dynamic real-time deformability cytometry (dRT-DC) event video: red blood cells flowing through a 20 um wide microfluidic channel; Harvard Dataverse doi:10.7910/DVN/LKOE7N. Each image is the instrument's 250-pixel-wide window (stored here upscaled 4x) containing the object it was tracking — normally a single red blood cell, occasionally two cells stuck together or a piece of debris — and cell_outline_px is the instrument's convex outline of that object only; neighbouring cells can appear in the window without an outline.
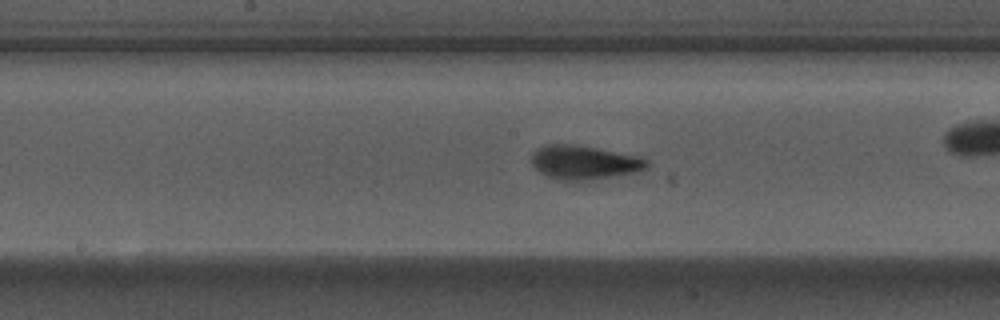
{"species": "Egyptian fruit bat (a non-hibernating species)", "species_latin": "Rousettus aegyptiacus", "temperature_condition": "warm", "stored_images_in_passage": 47, "camera_frame_rate_fps": 3000, "um_per_image_px": 0.085, "animal": {"sex": "male"}, "frame": {"image": 1, "passage_image": 27, "time_ms": 8.667, "image_size_px": [1000, 320], "cell_outline_px": [[648, 168], [636, 172], [584, 180], [560, 180], [548, 176], [540, 172], [532, 164], [532, 152], [536, 148], [544, 144], [576, 144], [636, 156], [648, 160]], "centroid_in_image_um": [49.61, 13.78], "position_along_channel_um": 198.6, "area_um2": 22.48}}
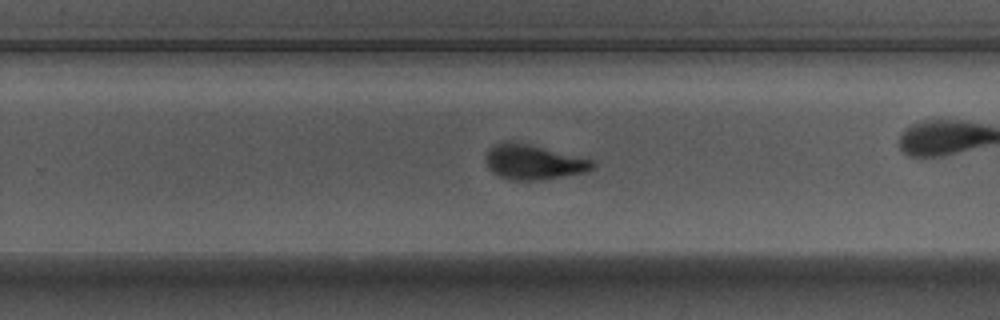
{"frame": {"image": 2, "passage_image": 34, "time_ms": 11.0, "image_size_px": [1000, 320], "cell_outline_px": [[596, 164], [588, 172], [544, 180], [508, 180], [492, 172], [488, 168], [488, 148], [504, 140], [516, 140], [592, 160]], "centroid_in_image_um": [45.35, 13.77], "position_along_channel_um": 284.4, "area_um2": 21.91}, "authors_computed_cell_mechanics": {"area_um2": 21.386, "velocity_mm_per_s": 3.6972, "shape_relaxation_time_tau1_ms": 2.9588, "shape_relaxation_time_tau2_ms": 1.2319, "deformation_change_tau1": 0.1892, "deformation_change_tau2": 0.0884}}